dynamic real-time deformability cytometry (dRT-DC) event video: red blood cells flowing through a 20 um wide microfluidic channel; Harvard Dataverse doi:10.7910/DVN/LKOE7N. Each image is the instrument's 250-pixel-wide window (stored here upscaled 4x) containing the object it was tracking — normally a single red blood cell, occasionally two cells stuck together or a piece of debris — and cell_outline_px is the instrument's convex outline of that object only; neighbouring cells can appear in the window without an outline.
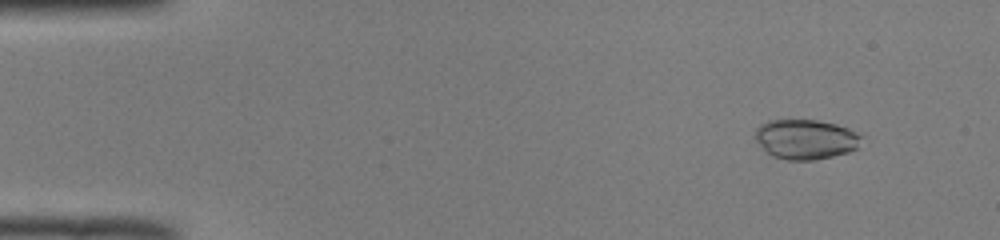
{"species": "common noctule bat (a hibernating species)", "species_latin": "Nyctalus noctula", "temperature_condition": "room temperature", "stored_images_in_passage": 51, "camera_frame_rate_fps": 3000, "um_per_image_px": 0.085, "animal": {"sex": "male", "body_mass_g": 19.0, "forearm_length_mm": 50.8}, "frame": {"image": 1, "passage_image": 5, "time_ms": 1.333, "image_size_px": [1000, 240], "cell_outline_px": [[864, 136], [856, 148], [848, 152], [816, 160], [788, 160], [772, 156], [752, 136], [756, 128], [760, 124], [768, 120], [816, 120], [836, 124], [848, 128]], "centroid_in_image_um": [68.47, 11.83], "position_along_channel_um": 16.5, "area_um2": 24.74}}
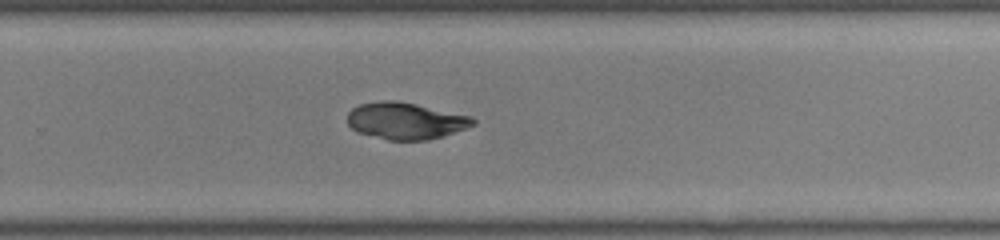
{"frame": {"image": 2, "passage_image": 34, "time_ms": 11.0, "image_size_px": [1000, 240], "cell_outline_px": [[476, 124], [428, 140], [388, 140], [356, 132], [348, 124], [348, 112], [352, 108], [360, 104], [384, 100], [392, 100], [416, 104], [472, 116], [476, 120]], "centroid_in_image_um": [34.45, 10.27], "position_along_channel_um": 295.4, "area_um2": 26.7}}
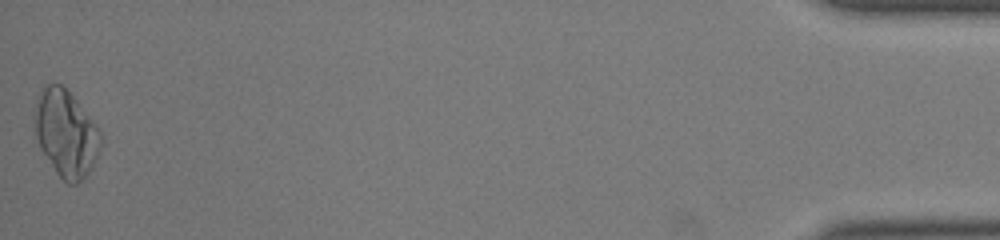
{"frame": {"image": 3, "passage_image": 51, "time_ms": 16.667, "image_size_px": [1000, 240], "cell_outline_px": [[100, 144], [92, 168], [76, 184], [68, 184], [56, 172], [40, 148], [36, 136], [36, 100], [40, 92], [48, 84], [60, 84], [76, 100], [100, 128]], "centroid_in_image_um": [5.61, 11.35], "position_along_channel_um": 429.6, "area_um2": 32.48}}